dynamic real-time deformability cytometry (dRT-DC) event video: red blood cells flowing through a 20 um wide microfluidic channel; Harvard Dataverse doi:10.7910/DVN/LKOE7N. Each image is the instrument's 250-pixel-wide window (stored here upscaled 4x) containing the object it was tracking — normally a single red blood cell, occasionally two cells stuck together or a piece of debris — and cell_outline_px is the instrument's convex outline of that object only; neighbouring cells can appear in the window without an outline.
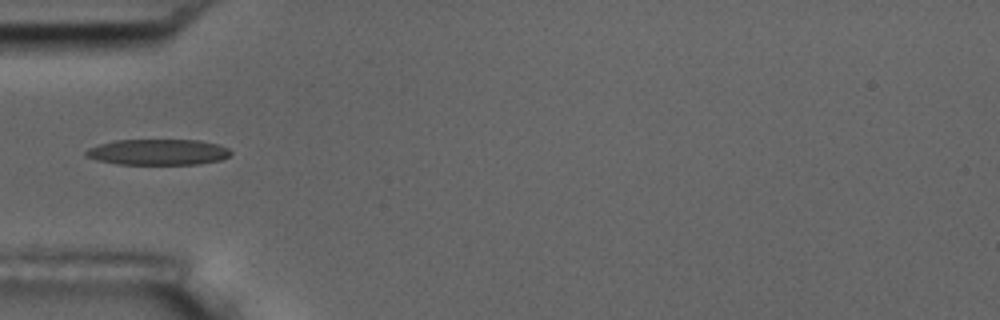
{"species": "common noctule bat (a hibernating species)", "species_latin": "Nyctalus noctula", "temperature_condition": "room temperature", "stored_images_in_passage": 13, "camera_frame_rate_fps": 3000, "um_per_image_px": 0.085, "animal": {"sex": "male", "body_mass_g": 17.5, "forearm_length_mm": 52.3}, "frame": {"image": 1, "passage_image": 3, "time_ms": 0.667, "image_size_px": [1000, 320], "cell_outline_px": [[232, 152], [228, 156], [220, 160], [200, 164], [116, 164], [96, 160], [84, 156], [84, 152], [88, 148], [100, 144], [116, 140], [196, 140], [216, 144], [228, 148]], "centroid_in_image_um": [13.39, 12.93], "position_along_channel_um": 71.6, "area_um2": 21.79}}
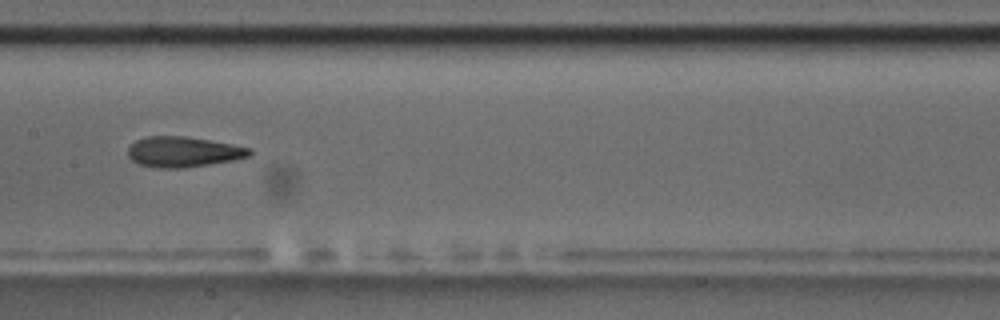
{"frame": {"image": 2, "passage_image": 6, "time_ms": 1.667, "image_size_px": [1000, 320], "cell_outline_px": [[252, 152], [248, 156], [232, 160], [184, 168], [160, 168], [140, 164], [132, 160], [128, 156], [128, 148], [136, 140], [148, 136], [184, 136], [232, 144], [252, 148]], "centroid_in_image_um": [15.57, 12.9], "position_along_channel_um": 191.8, "area_um2": 21.33}}
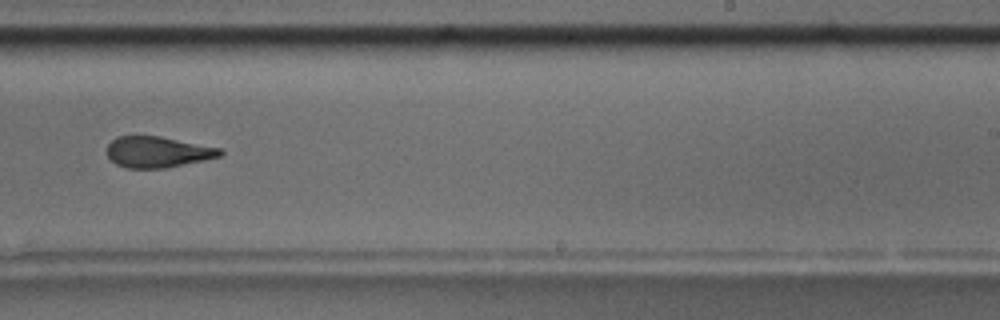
{"frame": {"image": 3, "passage_image": 8, "time_ms": 2.333, "image_size_px": [1000, 320], "cell_outline_px": [[224, 152], [220, 156], [204, 160], [164, 168], [128, 168], [116, 164], [108, 156], [108, 144], [116, 136], [160, 136], [220, 148]], "centroid_in_image_um": [13.4, 12.91], "position_along_channel_um": 275.6, "area_um2": 20.23}}